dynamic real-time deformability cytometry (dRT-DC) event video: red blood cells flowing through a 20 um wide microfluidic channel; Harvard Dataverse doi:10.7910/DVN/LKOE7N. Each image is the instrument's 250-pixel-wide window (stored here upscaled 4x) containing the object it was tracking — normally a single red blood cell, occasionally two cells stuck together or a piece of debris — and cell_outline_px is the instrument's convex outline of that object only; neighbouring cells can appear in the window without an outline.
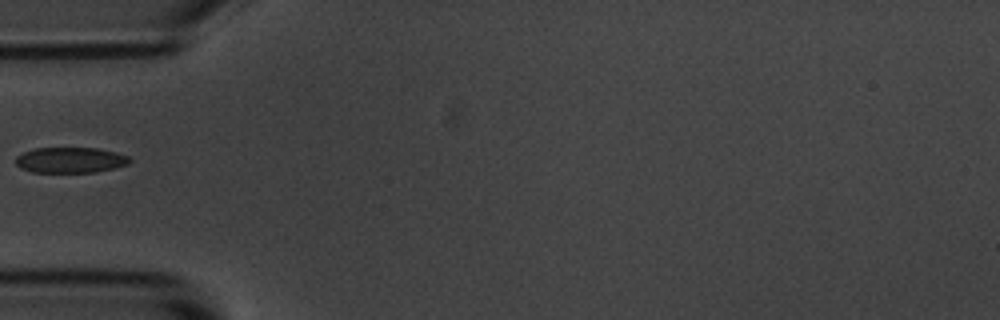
{"species": "common noctule bat (a hibernating species)", "species_latin": "Nyctalus noctula", "temperature_condition": "room temperature", "stored_images_in_passage": 5, "camera_frame_rate_fps": 3000, "um_per_image_px": 0.085, "animal": {"sex": "male", "body_mass_g": 20.1, "forearm_length_mm": 53.5}, "frame": {"image": 1, "passage_image": 4, "time_ms": 3.667, "image_size_px": [1000, 320], "cell_outline_px": [[132, 160], [128, 164], [96, 172], [32, 172], [20, 168], [16, 164], [16, 156], [24, 152], [36, 148], [96, 148], [116, 152], [128, 156]], "centroid_in_image_um": [5.97, 13.6], "position_along_channel_um": 79.0, "area_um2": 16.94}}